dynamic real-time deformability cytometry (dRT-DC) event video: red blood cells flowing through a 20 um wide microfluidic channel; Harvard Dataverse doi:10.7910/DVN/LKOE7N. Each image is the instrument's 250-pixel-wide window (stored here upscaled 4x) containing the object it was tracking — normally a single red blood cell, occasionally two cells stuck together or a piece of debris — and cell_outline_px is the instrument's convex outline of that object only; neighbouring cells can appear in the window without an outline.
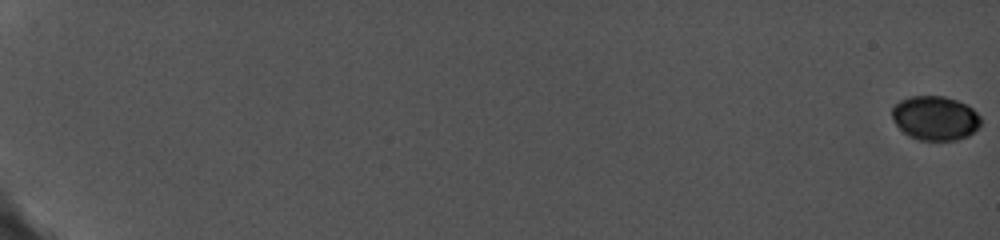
{"species": "common noctule bat (a hibernating species)", "species_latin": "Nyctalus noctula", "temperature_condition": "cold", "stored_images_in_passage": 38, "camera_frame_rate_fps": 5000, "um_per_image_px": 0.085, "animal": {"sex": "female", "body_mass_g": 19.0, "forearm_length_mm": 56.7}, "frame": {"image": 1, "passage_image": 1, "time_ms": 0.0, "image_size_px": [1000, 240], "cell_outline_px": [[980, 124], [968, 136], [956, 140], [920, 140], [908, 136], [896, 124], [892, 116], [892, 108], [900, 100], [912, 96], [944, 96], [956, 100], [972, 108], [980, 116]], "centroid_in_image_um": [79.47, 10.04], "position_along_channel_um": 5.5, "area_um2": 22.66}}
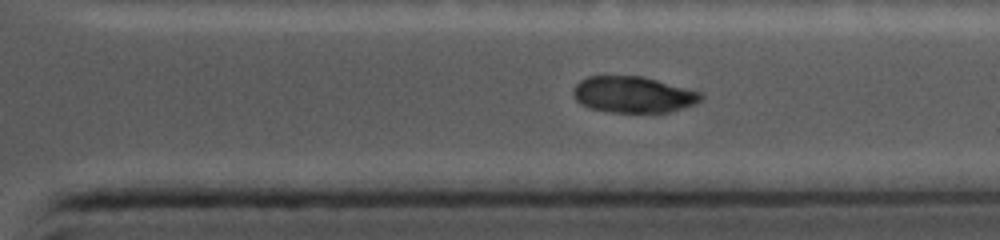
{"frame": {"image": 2, "passage_image": 34, "time_ms": 15.8, "image_size_px": [1000, 240], "cell_outline_px": [[704, 96], [700, 100], [692, 104], [668, 112], [612, 112], [592, 108], [576, 100], [572, 92], [576, 84], [580, 80], [588, 76], [644, 76], [700, 92]], "centroid_in_image_um": [53.8, 8.02], "position_along_channel_um": 357.6, "area_um2": 26.59}}
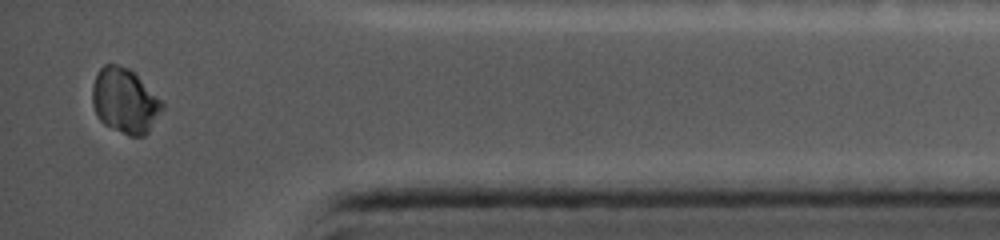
{"frame": {"image": 3, "passage_image": 38, "time_ms": 17.8, "image_size_px": [1000, 240], "cell_outline_px": [[164, 108], [148, 132], [144, 136], [128, 136], [104, 124], [100, 120], [92, 104], [92, 88], [96, 76], [100, 68], [104, 64], [116, 64], [128, 68], [164, 104]], "centroid_in_image_um": [10.59, 8.6], "position_along_channel_um": 424.6, "area_um2": 26.01}, "authors_computed_cell_mechanics": {"area_um2": 26.2123, "velocity_mm_per_s": 3.7926, "shape_relaxation_time_tau1_ms": 3.7339, "shape_relaxation_time_tau2_ms": 3.7007, "deformation_change_tau1": 0.082, "deformation_change_tau2": 0.0325}}